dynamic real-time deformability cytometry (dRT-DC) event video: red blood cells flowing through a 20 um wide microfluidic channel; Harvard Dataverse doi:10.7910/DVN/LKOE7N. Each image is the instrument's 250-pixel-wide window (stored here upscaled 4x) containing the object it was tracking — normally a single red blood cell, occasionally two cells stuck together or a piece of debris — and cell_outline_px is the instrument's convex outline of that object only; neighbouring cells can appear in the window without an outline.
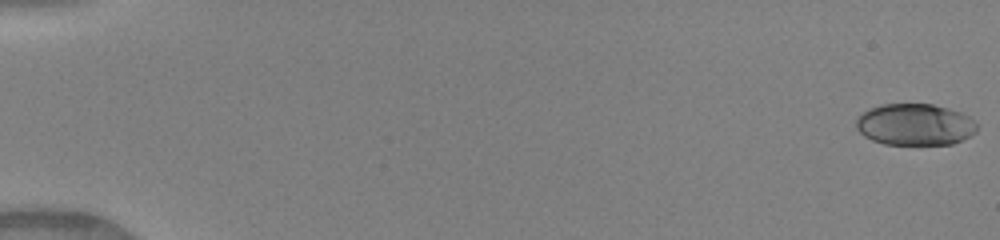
{"species": "human", "species_latin": "Homo sapiens", "temperature_condition": "warm", "stored_images_in_passage": 50, "camera_frame_rate_fps": 3000, "um_per_image_px": 0.085, "donor": {"sex": "female"}, "frame": {"image": 1, "passage_image": 1, "time_ms": 0.0, "image_size_px": [1000, 240], "cell_outline_px": [[976, 132], [952, 144], [884, 144], [872, 140], [864, 136], [856, 128], [856, 116], [880, 104], [932, 104], [948, 108], [960, 112], [968, 116], [976, 124]], "centroid_in_image_um": [77.73, 10.58], "position_along_channel_um": 7.3, "area_um2": 29.13}}
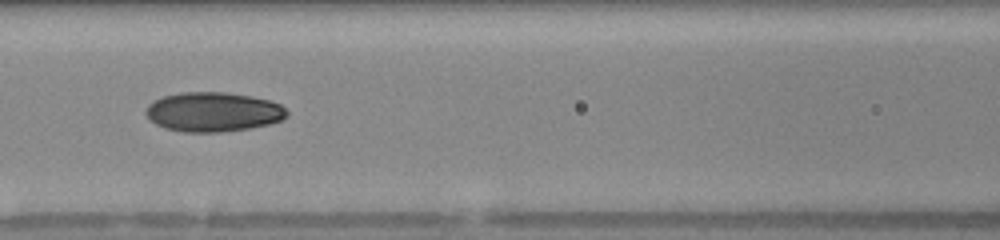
{"frame": {"image": 2, "passage_image": 24, "time_ms": 7.667, "image_size_px": [1000, 240], "cell_outline_px": [[288, 116], [284, 120], [268, 124], [248, 128], [220, 132], [184, 132], [164, 128], [148, 120], [144, 112], [148, 104], [164, 96], [180, 92], [224, 92], [252, 96], [268, 100], [280, 104], [288, 112]], "centroid_in_image_um": [18.1, 9.51], "position_along_channel_um": 148.5, "area_um2": 32.6}}
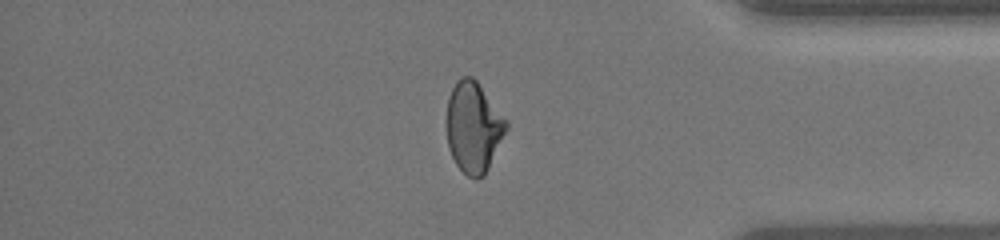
{"frame": {"image": 3, "passage_image": 43, "time_ms": 14.0, "image_size_px": [1000, 240], "cell_outline_px": [[508, 128], [484, 176], [476, 180], [468, 176], [456, 164], [448, 148], [448, 96], [452, 88], [460, 76], [472, 76], [476, 80], [508, 120]], "centroid_in_image_um": [40.27, 10.8], "position_along_channel_um": 394.9, "area_um2": 31.33}, "authors_computed_cell_mechanics": {"area_um2": 31.2698, "velocity_mm_per_s": 4.159, "shape_relaxation_time_tau1_ms": 7.3522, "shape_relaxation_time_tau2_ms": 2.1291, "deformation_change_tau1": 0.22, "deformation_change_tau2": 0.0644}}